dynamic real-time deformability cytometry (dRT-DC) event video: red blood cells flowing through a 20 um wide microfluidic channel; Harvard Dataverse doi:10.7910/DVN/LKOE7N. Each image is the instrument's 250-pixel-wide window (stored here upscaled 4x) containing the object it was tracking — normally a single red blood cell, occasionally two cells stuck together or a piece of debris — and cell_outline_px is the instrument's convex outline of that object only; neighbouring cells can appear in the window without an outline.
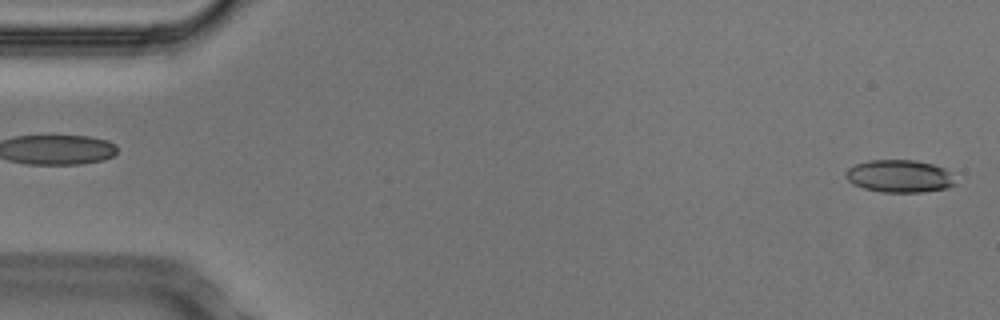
{"species": "Egyptian fruit bat (a non-hibernating species)", "species_latin": "Rousettus aegyptiacus", "temperature_condition": "cold", "stored_images_in_passage": 52, "camera_frame_rate_fps": 3000, "um_per_image_px": 0.085, "animal": {"sex": "male"}, "frame": {"image": 1, "passage_image": 1, "time_ms": 0.0, "image_size_px": [1000, 320], "cell_outline_px": [[956, 184], [944, 188], [920, 192], [884, 192], [864, 188], [848, 180], [844, 176], [844, 172], [848, 168], [856, 164], [868, 160], [916, 160], [932, 164], [944, 168], [948, 172]], "centroid_in_image_um": [76.41, 14.96], "position_along_channel_um": 8.6, "area_um2": 20.52}}
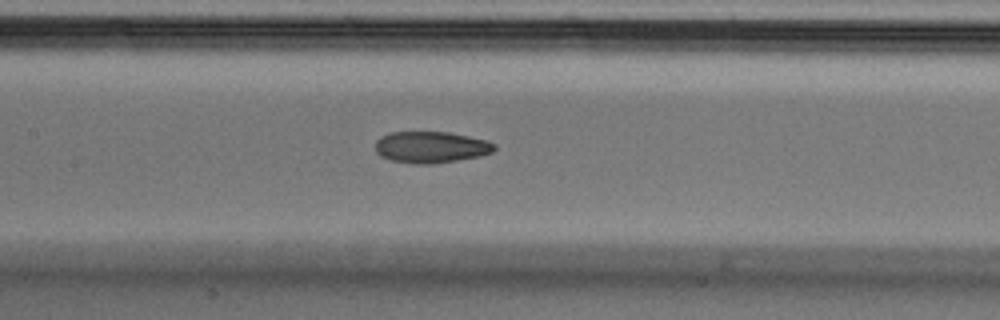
{"frame": {"image": 2, "passage_image": 24, "time_ms": 7.667, "image_size_px": [1000, 320], "cell_outline_px": [[496, 148], [492, 152], [480, 156], [432, 164], [412, 164], [392, 160], [380, 156], [376, 152], [376, 140], [380, 136], [388, 132], [448, 132], [488, 140], [496, 144]], "centroid_in_image_um": [36.62, 12.5], "position_along_channel_um": 170.8, "area_um2": 21.96}}
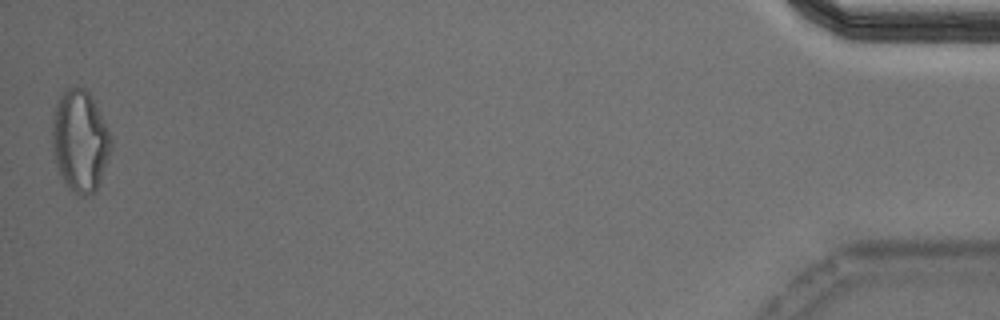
{"frame": {"image": 3, "passage_image": 52, "time_ms": 17.0, "image_size_px": [1000, 320], "cell_outline_px": [[112, 148], [100, 184], [96, 192], [88, 196], [80, 196], [72, 192], [68, 188], [56, 164], [52, 152], [52, 112], [60, 96], [68, 88], [76, 84], [84, 88], [88, 92], [112, 140]], "centroid_in_image_um": [6.78, 12.02], "position_along_channel_um": 428.4, "area_um2": 34.91}, "authors_computed_cell_mechanics": {"area_um2": 22.2241, "velocity_mm_per_s": 3.762, "shape_relaxation_time_tau1_ms": null, "shape_relaxation_time_tau2_ms": 3.0765, "deformation_change_tau1": null, "deformation_change_tau2": 0.1025}}